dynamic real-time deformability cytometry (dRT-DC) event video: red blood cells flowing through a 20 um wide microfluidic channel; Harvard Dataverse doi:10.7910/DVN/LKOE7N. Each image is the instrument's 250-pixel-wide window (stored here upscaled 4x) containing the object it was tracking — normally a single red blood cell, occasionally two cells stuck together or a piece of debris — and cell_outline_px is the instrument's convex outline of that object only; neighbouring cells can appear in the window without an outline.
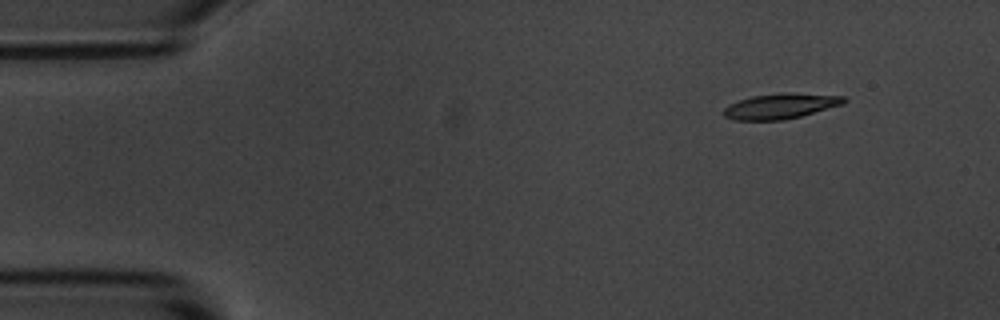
{"species": "common noctule bat (a hibernating species)", "species_latin": "Nyctalus noctula", "temperature_condition": "room temperature", "stored_images_in_passage": 5, "camera_frame_rate_fps": 3000, "um_per_image_px": 0.085, "animal": {"sex": "male", "body_mass_g": 20.1, "forearm_length_mm": 53.5}, "frame": {"image": 1, "passage_image": 5, "time_ms": 5.667, "image_size_px": [1000, 320], "cell_outline_px": [[848, 100], [844, 104], [800, 116], [784, 120], [736, 120], [724, 116], [724, 108], [728, 104], [752, 96], [780, 92], [784, 92], [844, 96]], "centroid_in_image_um": [66.36, 9.01], "position_along_channel_um": 18.6, "area_um2": 17.74}}